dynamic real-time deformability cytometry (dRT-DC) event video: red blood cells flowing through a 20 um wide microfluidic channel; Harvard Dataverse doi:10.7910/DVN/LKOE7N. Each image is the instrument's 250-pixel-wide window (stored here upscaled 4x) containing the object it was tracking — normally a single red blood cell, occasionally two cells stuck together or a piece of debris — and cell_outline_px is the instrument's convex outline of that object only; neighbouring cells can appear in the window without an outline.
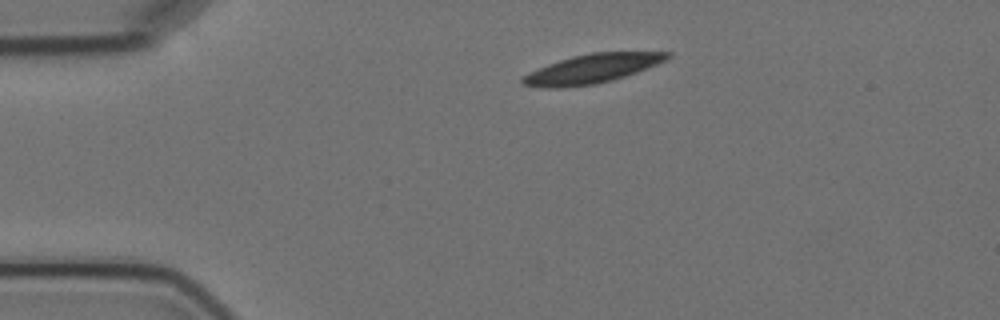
{"species": "Egyptian fruit bat (a non-hibernating species)", "species_latin": "Rousettus aegyptiacus", "temperature_condition": "cold", "stored_images_in_passage": 3, "segment_of_instrument_passage": [1, 2], "camera_frame_rate_fps": 3000, "um_per_image_px": 0.085, "animal": {"sex": "female"}, "frame": {"image": 1, "passage_image": 1, "time_ms": 0.0, "image_size_px": [1000, 320], "cell_outline_px": [[672, 56], [668, 60], [636, 72], [612, 80], [596, 84], [560, 88], [544, 88], [520, 84], [520, 80], [528, 72], [548, 64], [572, 56], [592, 52], [672, 52]], "centroid_in_image_um": [50.31, 5.84], "position_along_channel_um": 34.7, "area_um2": 24.57}}